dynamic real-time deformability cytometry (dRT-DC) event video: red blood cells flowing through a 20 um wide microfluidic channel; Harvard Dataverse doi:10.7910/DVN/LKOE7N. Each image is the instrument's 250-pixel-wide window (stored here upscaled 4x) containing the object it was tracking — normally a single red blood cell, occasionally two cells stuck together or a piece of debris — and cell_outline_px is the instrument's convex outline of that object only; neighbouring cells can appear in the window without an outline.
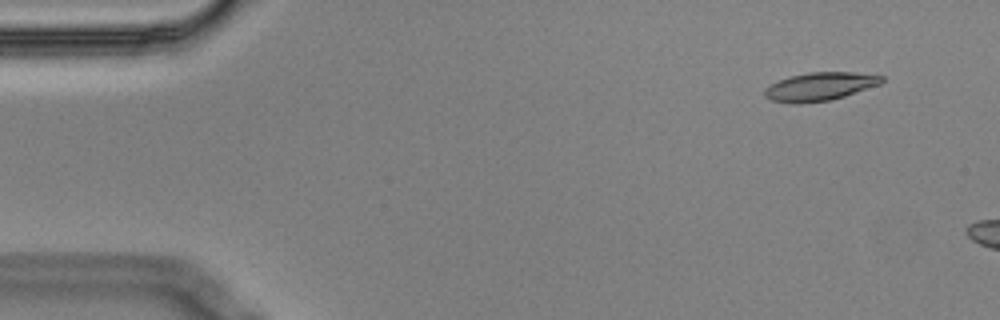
{"species": "Egyptian fruit bat (a non-hibernating species)", "species_latin": "Rousettus aegyptiacus", "temperature_condition": "cold", "stored_images_in_passage": 4, "camera_frame_rate_fps": 3000, "um_per_image_px": 0.085, "animal": {"sex": "male"}, "frame": {"image": 1, "passage_image": 2, "time_ms": 0.333, "image_size_px": [1000, 320], "cell_outline_px": [[884, 80], [880, 84], [844, 96], [828, 100], [796, 104], [792, 104], [772, 100], [764, 96], [764, 88], [780, 80], [792, 76], [808, 72], [852, 72], [884, 76]], "centroid_in_image_um": [69.68, 7.35], "position_along_channel_um": 15.3, "area_um2": 19.07}}